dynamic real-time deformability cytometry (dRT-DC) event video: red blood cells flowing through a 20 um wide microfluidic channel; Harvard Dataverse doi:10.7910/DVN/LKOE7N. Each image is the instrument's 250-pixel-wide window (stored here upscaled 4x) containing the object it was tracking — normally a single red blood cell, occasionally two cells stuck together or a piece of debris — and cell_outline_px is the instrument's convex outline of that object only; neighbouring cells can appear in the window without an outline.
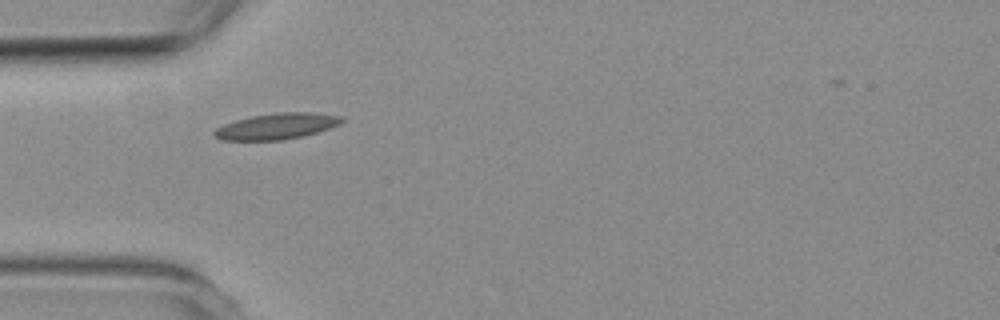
{"species": "common noctule bat (a hibernating species)", "species_latin": "Nyctalus noctula", "temperature_condition": "room temperature", "stored_images_in_passage": 3, "camera_frame_rate_fps": 3000, "um_per_image_px": 0.085, "animal": {"sex": "female", "body_mass_g": 19.3, "forearm_length_mm": 54.1}, "frame": {"image": 1, "passage_image": 1, "time_ms": 0.0, "image_size_px": [1000, 320], "cell_outline_px": [[344, 120], [340, 124], [316, 132], [300, 136], [280, 140], [224, 140], [216, 136], [212, 132], [216, 128], [224, 124], [236, 120], [252, 116], [276, 112], [312, 112], [344, 116]], "centroid_in_image_um": [23.54, 10.71], "position_along_channel_um": 61.5, "area_um2": 19.13}}
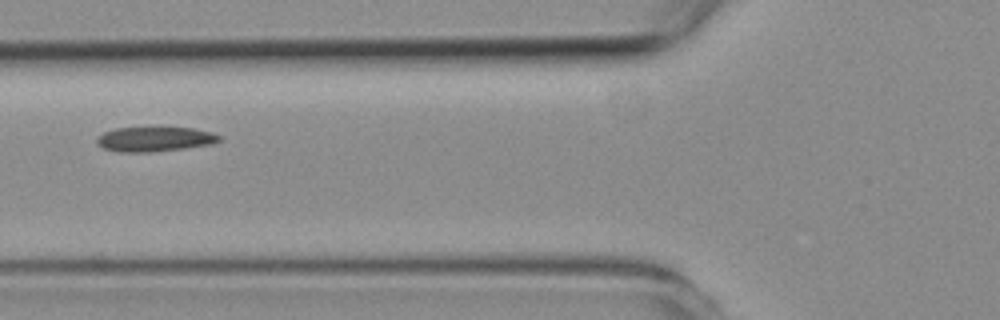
{"frame": {"image": 2, "passage_image": 2, "time_ms": 1.333, "image_size_px": [1000, 320], "cell_outline_px": [[220, 140], [212, 144], [184, 148], [152, 152], [120, 152], [104, 148], [96, 144], [96, 136], [104, 132], [116, 128], [192, 128], [212, 132], [220, 136]], "centroid_in_image_um": [13.12, 11.83], "position_along_channel_um": 112.7, "area_um2": 17.51}}
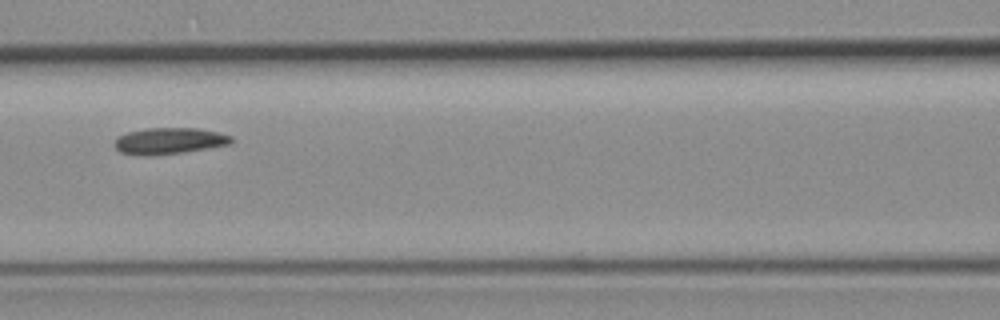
{"frame": {"image": 3, "passage_image": 3, "time_ms": 2.333, "image_size_px": [1000, 320], "cell_outline_px": [[232, 140], [228, 144], [180, 152], [148, 156], [120, 152], [112, 144], [116, 136], [128, 132], [144, 128], [196, 128], [216, 132], [232, 136]], "centroid_in_image_um": [14.28, 11.96], "position_along_channel_um": 152.3, "area_um2": 17.69}}